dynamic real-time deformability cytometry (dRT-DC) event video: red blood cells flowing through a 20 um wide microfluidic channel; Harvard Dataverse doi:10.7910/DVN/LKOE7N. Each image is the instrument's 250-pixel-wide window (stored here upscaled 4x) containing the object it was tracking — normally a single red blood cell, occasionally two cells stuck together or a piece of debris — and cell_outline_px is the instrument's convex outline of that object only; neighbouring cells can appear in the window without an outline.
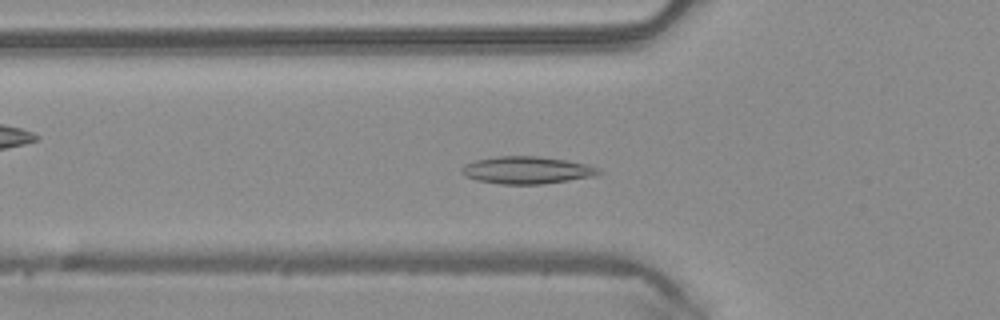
{"species": "common noctule bat (a hibernating species)", "species_latin": "Nyctalus noctula", "temperature_condition": "warm", "stored_images_in_passage": 36, "camera_frame_rate_fps": 3000, "um_per_image_px": 0.085, "animal": {"sex": "male", "body_mass_g": 20.4}, "frame": {"image": 1, "passage_image": 4, "time_ms": 1.0, "image_size_px": [1000, 320], "cell_outline_px": [[604, 172], [596, 176], [540, 184], [500, 184], [476, 180], [464, 176], [460, 172], [460, 168], [464, 164], [476, 160], [500, 156], [540, 156], [564, 160], [584, 164], [600, 168]], "centroid_in_image_um": [44.76, 14.46], "position_along_channel_um": 81.0, "area_um2": 21.85}}
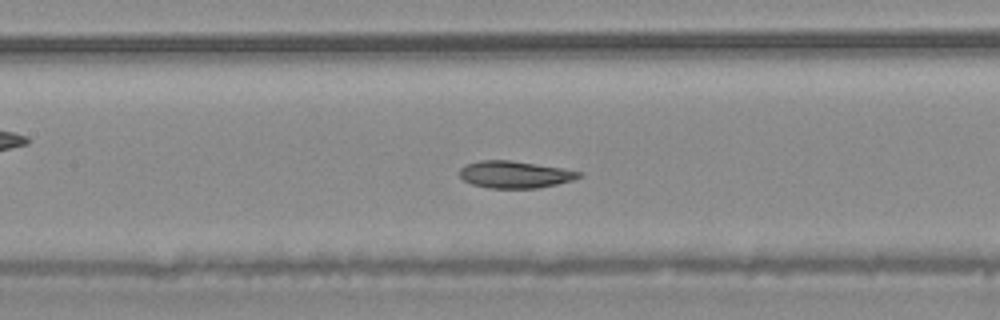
{"frame": {"image": 2, "passage_image": 10, "time_ms": 3.0, "image_size_px": [1000, 320], "cell_outline_px": [[584, 176], [572, 180], [540, 188], [488, 188], [472, 184], [464, 180], [460, 176], [460, 168], [464, 164], [480, 160], [508, 160], [564, 168], [584, 172]], "centroid_in_image_um": [43.79, 14.83], "position_along_channel_um": 163.6, "area_um2": 18.96}}
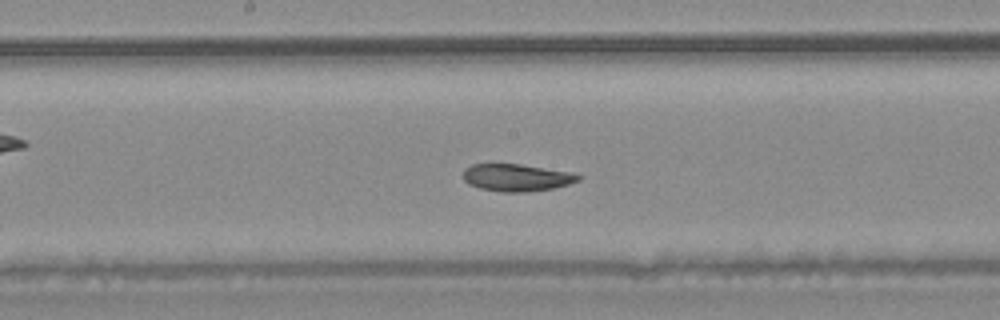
{"frame": {"image": 3, "passage_image": 13, "time_ms": 4.0, "image_size_px": [1000, 320], "cell_outline_px": [[584, 176], [580, 180], [568, 184], [552, 188], [528, 192], [500, 192], [480, 188], [468, 184], [464, 180], [464, 168], [472, 164], [520, 164], [572, 172]], "centroid_in_image_um": [43.93, 15.09], "position_along_channel_um": 204.3, "area_um2": 18.38}, "authors_computed_cell_mechanics": {"area_um2": 19.5653, "velocity_mm_per_s": 4.1019, "shape_relaxation_time_tau1_ms": 7.7489, "shape_relaxation_time_tau2_ms": 1.8891, "deformation_change_tau1": 0.1579, "deformation_change_tau2": 0.0573}}